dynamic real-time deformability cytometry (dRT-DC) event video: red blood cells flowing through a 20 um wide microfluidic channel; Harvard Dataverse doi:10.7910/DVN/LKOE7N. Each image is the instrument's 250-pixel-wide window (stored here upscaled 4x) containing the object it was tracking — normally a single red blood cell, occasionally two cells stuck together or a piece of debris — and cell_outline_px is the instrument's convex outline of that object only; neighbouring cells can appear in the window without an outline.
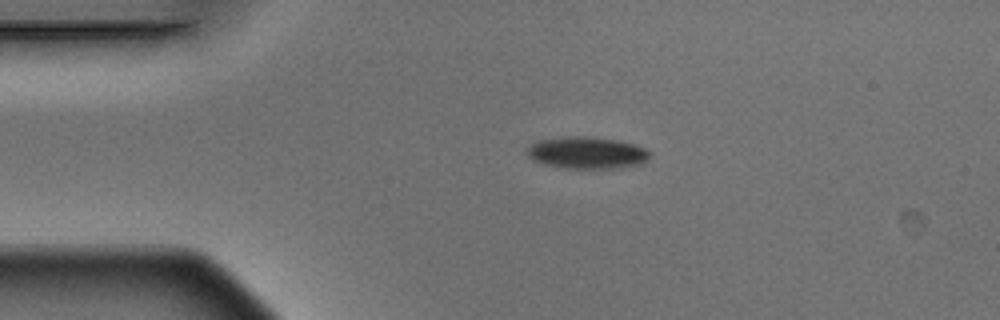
{"species": "Egyptian fruit bat (a non-hibernating species)", "species_latin": "Rousettus aegyptiacus", "temperature_condition": "warm", "stored_images_in_passage": 2, "camera_frame_rate_fps": 3000, "um_per_image_px": 0.085, "animal": {"sex": "male"}, "frame": {"image": 1, "passage_image": 1, "time_ms": 0.0, "image_size_px": [1000, 320], "cell_outline_px": [[652, 156], [648, 160], [640, 164], [624, 168], [560, 168], [544, 164], [532, 160], [528, 156], [528, 148], [536, 140], [568, 136], [584, 136], [616, 140], [636, 144], [652, 152]], "centroid_in_image_um": [49.93, 12.99], "position_along_channel_um": 35.1, "area_um2": 23.12}}